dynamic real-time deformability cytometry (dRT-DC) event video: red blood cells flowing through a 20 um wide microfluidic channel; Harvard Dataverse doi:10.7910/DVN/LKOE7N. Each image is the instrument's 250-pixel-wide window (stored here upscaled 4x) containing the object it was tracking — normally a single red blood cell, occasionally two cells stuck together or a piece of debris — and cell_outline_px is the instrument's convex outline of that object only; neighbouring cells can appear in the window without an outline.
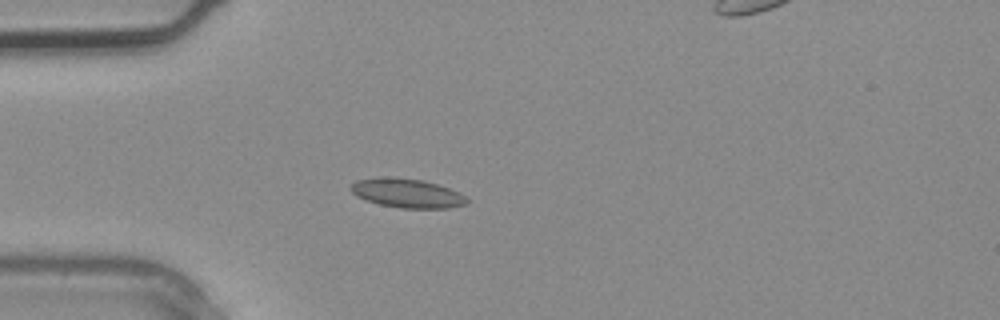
{"species": "common noctule bat (a hibernating species)", "species_latin": "Nyctalus noctula", "temperature_condition": "warm", "stored_images_in_passage": 4, "segment_of_instrument_passage": [1, 2], "camera_frame_rate_fps": 3000, "um_per_image_px": 0.085, "animal": {"sex": "male", "body_mass_g": 20.4}, "frame": {"image": 1, "passage_image": 3, "time_ms": 0.667, "image_size_px": [1000, 320], "cell_outline_px": [[468, 204], [448, 208], [400, 208], [380, 204], [356, 196], [348, 188], [356, 180], [420, 180], [436, 184], [460, 192], [468, 200]], "centroid_in_image_um": [34.67, 16.48], "position_along_channel_um": 50.3, "area_um2": 18.61}}